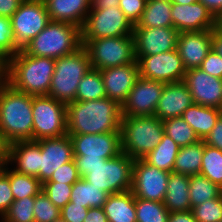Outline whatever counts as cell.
<instances>
[{"label": "cell", "instance_id": "6da1fadb", "mask_svg": "<svg viewBox=\"0 0 222 222\" xmlns=\"http://www.w3.org/2000/svg\"><path fill=\"white\" fill-rule=\"evenodd\" d=\"M67 134L121 132V105L108 97L77 101L66 105Z\"/></svg>", "mask_w": 222, "mask_h": 222}, {"label": "cell", "instance_id": "7a4b0ae2", "mask_svg": "<svg viewBox=\"0 0 222 222\" xmlns=\"http://www.w3.org/2000/svg\"><path fill=\"white\" fill-rule=\"evenodd\" d=\"M54 68L55 59L19 50L7 60L6 82L31 96L48 95Z\"/></svg>", "mask_w": 222, "mask_h": 222}, {"label": "cell", "instance_id": "3957f363", "mask_svg": "<svg viewBox=\"0 0 222 222\" xmlns=\"http://www.w3.org/2000/svg\"><path fill=\"white\" fill-rule=\"evenodd\" d=\"M0 133L10 143L33 141L32 96L0 83Z\"/></svg>", "mask_w": 222, "mask_h": 222}, {"label": "cell", "instance_id": "277c9868", "mask_svg": "<svg viewBox=\"0 0 222 222\" xmlns=\"http://www.w3.org/2000/svg\"><path fill=\"white\" fill-rule=\"evenodd\" d=\"M121 150L129 158L143 159L162 140L163 122L157 116H122Z\"/></svg>", "mask_w": 222, "mask_h": 222}, {"label": "cell", "instance_id": "5b68a950", "mask_svg": "<svg viewBox=\"0 0 222 222\" xmlns=\"http://www.w3.org/2000/svg\"><path fill=\"white\" fill-rule=\"evenodd\" d=\"M81 47V28L71 23L50 21L24 51L31 56L58 59Z\"/></svg>", "mask_w": 222, "mask_h": 222}, {"label": "cell", "instance_id": "8992f818", "mask_svg": "<svg viewBox=\"0 0 222 222\" xmlns=\"http://www.w3.org/2000/svg\"><path fill=\"white\" fill-rule=\"evenodd\" d=\"M90 69L91 61L83 46L70 55L55 59L48 95L66 105L74 102L78 84Z\"/></svg>", "mask_w": 222, "mask_h": 222}, {"label": "cell", "instance_id": "52a82bcc", "mask_svg": "<svg viewBox=\"0 0 222 222\" xmlns=\"http://www.w3.org/2000/svg\"><path fill=\"white\" fill-rule=\"evenodd\" d=\"M92 68L102 70L136 62L133 36L81 39Z\"/></svg>", "mask_w": 222, "mask_h": 222}, {"label": "cell", "instance_id": "ba28073f", "mask_svg": "<svg viewBox=\"0 0 222 222\" xmlns=\"http://www.w3.org/2000/svg\"><path fill=\"white\" fill-rule=\"evenodd\" d=\"M133 164L134 159L121 152L106 159L104 164L88 169L83 179L109 195L125 192L132 187Z\"/></svg>", "mask_w": 222, "mask_h": 222}, {"label": "cell", "instance_id": "9c48e42d", "mask_svg": "<svg viewBox=\"0 0 222 222\" xmlns=\"http://www.w3.org/2000/svg\"><path fill=\"white\" fill-rule=\"evenodd\" d=\"M33 141L67 134L66 104L49 95L32 96Z\"/></svg>", "mask_w": 222, "mask_h": 222}, {"label": "cell", "instance_id": "30bf717a", "mask_svg": "<svg viewBox=\"0 0 222 222\" xmlns=\"http://www.w3.org/2000/svg\"><path fill=\"white\" fill-rule=\"evenodd\" d=\"M13 43L18 50L24 48L50 22L44 0L23 1L10 17Z\"/></svg>", "mask_w": 222, "mask_h": 222}, {"label": "cell", "instance_id": "8fae6325", "mask_svg": "<svg viewBox=\"0 0 222 222\" xmlns=\"http://www.w3.org/2000/svg\"><path fill=\"white\" fill-rule=\"evenodd\" d=\"M134 25L119 7L91 9L81 28V39L133 36Z\"/></svg>", "mask_w": 222, "mask_h": 222}, {"label": "cell", "instance_id": "7c38bea8", "mask_svg": "<svg viewBox=\"0 0 222 222\" xmlns=\"http://www.w3.org/2000/svg\"><path fill=\"white\" fill-rule=\"evenodd\" d=\"M170 172L148 164L144 159L134 160L131 192L134 197L163 202Z\"/></svg>", "mask_w": 222, "mask_h": 222}, {"label": "cell", "instance_id": "4fadbf2b", "mask_svg": "<svg viewBox=\"0 0 222 222\" xmlns=\"http://www.w3.org/2000/svg\"><path fill=\"white\" fill-rule=\"evenodd\" d=\"M137 62L140 77L164 83L183 81L187 71L177 49L152 56H140Z\"/></svg>", "mask_w": 222, "mask_h": 222}, {"label": "cell", "instance_id": "5bb4252c", "mask_svg": "<svg viewBox=\"0 0 222 222\" xmlns=\"http://www.w3.org/2000/svg\"><path fill=\"white\" fill-rule=\"evenodd\" d=\"M165 83L139 77L121 105L122 116H153Z\"/></svg>", "mask_w": 222, "mask_h": 222}, {"label": "cell", "instance_id": "9a60e30c", "mask_svg": "<svg viewBox=\"0 0 222 222\" xmlns=\"http://www.w3.org/2000/svg\"><path fill=\"white\" fill-rule=\"evenodd\" d=\"M179 32L174 27H134L136 60L177 49Z\"/></svg>", "mask_w": 222, "mask_h": 222}, {"label": "cell", "instance_id": "2e32d148", "mask_svg": "<svg viewBox=\"0 0 222 222\" xmlns=\"http://www.w3.org/2000/svg\"><path fill=\"white\" fill-rule=\"evenodd\" d=\"M74 157H100L110 159L122 152L121 132L69 135Z\"/></svg>", "mask_w": 222, "mask_h": 222}, {"label": "cell", "instance_id": "e0dca14e", "mask_svg": "<svg viewBox=\"0 0 222 222\" xmlns=\"http://www.w3.org/2000/svg\"><path fill=\"white\" fill-rule=\"evenodd\" d=\"M183 82L192 95L193 103L222 110V79L193 68L186 71Z\"/></svg>", "mask_w": 222, "mask_h": 222}, {"label": "cell", "instance_id": "ac0fdd59", "mask_svg": "<svg viewBox=\"0 0 222 222\" xmlns=\"http://www.w3.org/2000/svg\"><path fill=\"white\" fill-rule=\"evenodd\" d=\"M41 148L40 181H48L62 165L74 158L73 143L69 134L36 141Z\"/></svg>", "mask_w": 222, "mask_h": 222}, {"label": "cell", "instance_id": "d6986e66", "mask_svg": "<svg viewBox=\"0 0 222 222\" xmlns=\"http://www.w3.org/2000/svg\"><path fill=\"white\" fill-rule=\"evenodd\" d=\"M171 15L178 32L207 31L216 27V18L199 1L184 5L172 3Z\"/></svg>", "mask_w": 222, "mask_h": 222}, {"label": "cell", "instance_id": "ffe728a7", "mask_svg": "<svg viewBox=\"0 0 222 222\" xmlns=\"http://www.w3.org/2000/svg\"><path fill=\"white\" fill-rule=\"evenodd\" d=\"M106 96L120 105L127 99L134 83L140 77L138 62L100 70Z\"/></svg>", "mask_w": 222, "mask_h": 222}, {"label": "cell", "instance_id": "44dd1931", "mask_svg": "<svg viewBox=\"0 0 222 222\" xmlns=\"http://www.w3.org/2000/svg\"><path fill=\"white\" fill-rule=\"evenodd\" d=\"M177 50L186 70L199 68L211 50V30L179 32Z\"/></svg>", "mask_w": 222, "mask_h": 222}, {"label": "cell", "instance_id": "7402d4cb", "mask_svg": "<svg viewBox=\"0 0 222 222\" xmlns=\"http://www.w3.org/2000/svg\"><path fill=\"white\" fill-rule=\"evenodd\" d=\"M192 104V95L183 81L165 83L154 116L161 121L181 117Z\"/></svg>", "mask_w": 222, "mask_h": 222}, {"label": "cell", "instance_id": "603a6c76", "mask_svg": "<svg viewBox=\"0 0 222 222\" xmlns=\"http://www.w3.org/2000/svg\"><path fill=\"white\" fill-rule=\"evenodd\" d=\"M41 148L36 141H15L10 143L9 163H15V172L32 175L40 180Z\"/></svg>", "mask_w": 222, "mask_h": 222}, {"label": "cell", "instance_id": "cb8c5ba5", "mask_svg": "<svg viewBox=\"0 0 222 222\" xmlns=\"http://www.w3.org/2000/svg\"><path fill=\"white\" fill-rule=\"evenodd\" d=\"M91 0H44L50 21L71 23L82 28L91 10Z\"/></svg>", "mask_w": 222, "mask_h": 222}, {"label": "cell", "instance_id": "d4e9b609", "mask_svg": "<svg viewBox=\"0 0 222 222\" xmlns=\"http://www.w3.org/2000/svg\"><path fill=\"white\" fill-rule=\"evenodd\" d=\"M190 179L188 175L171 172L163 203L171 212L191 210L189 195Z\"/></svg>", "mask_w": 222, "mask_h": 222}, {"label": "cell", "instance_id": "484cf974", "mask_svg": "<svg viewBox=\"0 0 222 222\" xmlns=\"http://www.w3.org/2000/svg\"><path fill=\"white\" fill-rule=\"evenodd\" d=\"M221 114L222 110L219 108L193 103L181 117L192 127L199 139L204 140Z\"/></svg>", "mask_w": 222, "mask_h": 222}, {"label": "cell", "instance_id": "4316f807", "mask_svg": "<svg viewBox=\"0 0 222 222\" xmlns=\"http://www.w3.org/2000/svg\"><path fill=\"white\" fill-rule=\"evenodd\" d=\"M103 209L108 222H137L135 197L131 190L110 194Z\"/></svg>", "mask_w": 222, "mask_h": 222}, {"label": "cell", "instance_id": "83f0119b", "mask_svg": "<svg viewBox=\"0 0 222 222\" xmlns=\"http://www.w3.org/2000/svg\"><path fill=\"white\" fill-rule=\"evenodd\" d=\"M204 148V140L180 147L173 166V172L188 176L200 174Z\"/></svg>", "mask_w": 222, "mask_h": 222}, {"label": "cell", "instance_id": "f1b7e54d", "mask_svg": "<svg viewBox=\"0 0 222 222\" xmlns=\"http://www.w3.org/2000/svg\"><path fill=\"white\" fill-rule=\"evenodd\" d=\"M172 2L147 0L140 20L134 27H173Z\"/></svg>", "mask_w": 222, "mask_h": 222}, {"label": "cell", "instance_id": "f546056e", "mask_svg": "<svg viewBox=\"0 0 222 222\" xmlns=\"http://www.w3.org/2000/svg\"><path fill=\"white\" fill-rule=\"evenodd\" d=\"M108 196L105 191L80 178L72 186L70 201L85 208H99L103 207Z\"/></svg>", "mask_w": 222, "mask_h": 222}, {"label": "cell", "instance_id": "4dcf8cb0", "mask_svg": "<svg viewBox=\"0 0 222 222\" xmlns=\"http://www.w3.org/2000/svg\"><path fill=\"white\" fill-rule=\"evenodd\" d=\"M180 147L166 134L159 144L143 159L150 165L168 172H173L175 159Z\"/></svg>", "mask_w": 222, "mask_h": 222}, {"label": "cell", "instance_id": "1f68e13d", "mask_svg": "<svg viewBox=\"0 0 222 222\" xmlns=\"http://www.w3.org/2000/svg\"><path fill=\"white\" fill-rule=\"evenodd\" d=\"M8 169V167H5L3 171L9 176L14 200H20L25 197H35L42 192L43 183L37 177L20 174L12 169Z\"/></svg>", "mask_w": 222, "mask_h": 222}, {"label": "cell", "instance_id": "d6a6232c", "mask_svg": "<svg viewBox=\"0 0 222 222\" xmlns=\"http://www.w3.org/2000/svg\"><path fill=\"white\" fill-rule=\"evenodd\" d=\"M106 92L100 70L90 69L80 80L75 100L88 101L105 98Z\"/></svg>", "mask_w": 222, "mask_h": 222}, {"label": "cell", "instance_id": "836d02e7", "mask_svg": "<svg viewBox=\"0 0 222 222\" xmlns=\"http://www.w3.org/2000/svg\"><path fill=\"white\" fill-rule=\"evenodd\" d=\"M189 179L191 210L193 207L205 201L217 198L222 194V189L217 184L211 182L207 177L197 174L189 176Z\"/></svg>", "mask_w": 222, "mask_h": 222}, {"label": "cell", "instance_id": "e575fe53", "mask_svg": "<svg viewBox=\"0 0 222 222\" xmlns=\"http://www.w3.org/2000/svg\"><path fill=\"white\" fill-rule=\"evenodd\" d=\"M162 122L164 134L169 136L179 147L188 146L200 140L192 127L182 117L169 118Z\"/></svg>", "mask_w": 222, "mask_h": 222}, {"label": "cell", "instance_id": "d590c367", "mask_svg": "<svg viewBox=\"0 0 222 222\" xmlns=\"http://www.w3.org/2000/svg\"><path fill=\"white\" fill-rule=\"evenodd\" d=\"M135 209L137 222H167L170 213L163 202L136 197Z\"/></svg>", "mask_w": 222, "mask_h": 222}, {"label": "cell", "instance_id": "8d00e7d4", "mask_svg": "<svg viewBox=\"0 0 222 222\" xmlns=\"http://www.w3.org/2000/svg\"><path fill=\"white\" fill-rule=\"evenodd\" d=\"M200 175L222 189V151L205 144Z\"/></svg>", "mask_w": 222, "mask_h": 222}, {"label": "cell", "instance_id": "74e56055", "mask_svg": "<svg viewBox=\"0 0 222 222\" xmlns=\"http://www.w3.org/2000/svg\"><path fill=\"white\" fill-rule=\"evenodd\" d=\"M34 201L35 197L14 200L1 222H34Z\"/></svg>", "mask_w": 222, "mask_h": 222}, {"label": "cell", "instance_id": "f35d334b", "mask_svg": "<svg viewBox=\"0 0 222 222\" xmlns=\"http://www.w3.org/2000/svg\"><path fill=\"white\" fill-rule=\"evenodd\" d=\"M197 222H221L222 220V194L192 208Z\"/></svg>", "mask_w": 222, "mask_h": 222}, {"label": "cell", "instance_id": "ab89813d", "mask_svg": "<svg viewBox=\"0 0 222 222\" xmlns=\"http://www.w3.org/2000/svg\"><path fill=\"white\" fill-rule=\"evenodd\" d=\"M34 222H54L60 217V210L41 192L35 196Z\"/></svg>", "mask_w": 222, "mask_h": 222}, {"label": "cell", "instance_id": "60d3db41", "mask_svg": "<svg viewBox=\"0 0 222 222\" xmlns=\"http://www.w3.org/2000/svg\"><path fill=\"white\" fill-rule=\"evenodd\" d=\"M72 186L58 182H44L42 192L61 210L70 202Z\"/></svg>", "mask_w": 222, "mask_h": 222}, {"label": "cell", "instance_id": "b9f144b4", "mask_svg": "<svg viewBox=\"0 0 222 222\" xmlns=\"http://www.w3.org/2000/svg\"><path fill=\"white\" fill-rule=\"evenodd\" d=\"M13 40L14 37L10 18L0 16V54L6 60L19 52V50L15 47Z\"/></svg>", "mask_w": 222, "mask_h": 222}, {"label": "cell", "instance_id": "7bdbcfd3", "mask_svg": "<svg viewBox=\"0 0 222 222\" xmlns=\"http://www.w3.org/2000/svg\"><path fill=\"white\" fill-rule=\"evenodd\" d=\"M80 178L75 162L72 160L59 167V169L56 170L46 182H58L73 185Z\"/></svg>", "mask_w": 222, "mask_h": 222}, {"label": "cell", "instance_id": "ee69618b", "mask_svg": "<svg viewBox=\"0 0 222 222\" xmlns=\"http://www.w3.org/2000/svg\"><path fill=\"white\" fill-rule=\"evenodd\" d=\"M147 0H119V8L133 25L140 20Z\"/></svg>", "mask_w": 222, "mask_h": 222}, {"label": "cell", "instance_id": "f6af8a7d", "mask_svg": "<svg viewBox=\"0 0 222 222\" xmlns=\"http://www.w3.org/2000/svg\"><path fill=\"white\" fill-rule=\"evenodd\" d=\"M14 201V196L11 190L9 176L3 171H0V216L1 218L7 212L8 208Z\"/></svg>", "mask_w": 222, "mask_h": 222}, {"label": "cell", "instance_id": "bcb514c9", "mask_svg": "<svg viewBox=\"0 0 222 222\" xmlns=\"http://www.w3.org/2000/svg\"><path fill=\"white\" fill-rule=\"evenodd\" d=\"M88 210L70 201L60 210V217L66 222H84Z\"/></svg>", "mask_w": 222, "mask_h": 222}, {"label": "cell", "instance_id": "7dc6e473", "mask_svg": "<svg viewBox=\"0 0 222 222\" xmlns=\"http://www.w3.org/2000/svg\"><path fill=\"white\" fill-rule=\"evenodd\" d=\"M199 68L214 77L222 79V57L212 49Z\"/></svg>", "mask_w": 222, "mask_h": 222}, {"label": "cell", "instance_id": "c3c4849f", "mask_svg": "<svg viewBox=\"0 0 222 222\" xmlns=\"http://www.w3.org/2000/svg\"><path fill=\"white\" fill-rule=\"evenodd\" d=\"M73 160L80 177L84 178L88 174V169L104 164L106 159L100 157H74Z\"/></svg>", "mask_w": 222, "mask_h": 222}, {"label": "cell", "instance_id": "681fc988", "mask_svg": "<svg viewBox=\"0 0 222 222\" xmlns=\"http://www.w3.org/2000/svg\"><path fill=\"white\" fill-rule=\"evenodd\" d=\"M204 143L222 151V114L217 119L210 133L205 137Z\"/></svg>", "mask_w": 222, "mask_h": 222}, {"label": "cell", "instance_id": "f907efd6", "mask_svg": "<svg viewBox=\"0 0 222 222\" xmlns=\"http://www.w3.org/2000/svg\"><path fill=\"white\" fill-rule=\"evenodd\" d=\"M23 0H0V16L10 18Z\"/></svg>", "mask_w": 222, "mask_h": 222}, {"label": "cell", "instance_id": "816d5d0a", "mask_svg": "<svg viewBox=\"0 0 222 222\" xmlns=\"http://www.w3.org/2000/svg\"><path fill=\"white\" fill-rule=\"evenodd\" d=\"M9 151L10 142L0 133V171L9 165Z\"/></svg>", "mask_w": 222, "mask_h": 222}, {"label": "cell", "instance_id": "f5cc1de1", "mask_svg": "<svg viewBox=\"0 0 222 222\" xmlns=\"http://www.w3.org/2000/svg\"><path fill=\"white\" fill-rule=\"evenodd\" d=\"M84 222H108L103 207L89 208Z\"/></svg>", "mask_w": 222, "mask_h": 222}, {"label": "cell", "instance_id": "db71d44e", "mask_svg": "<svg viewBox=\"0 0 222 222\" xmlns=\"http://www.w3.org/2000/svg\"><path fill=\"white\" fill-rule=\"evenodd\" d=\"M167 222H197L192 210L184 212H171Z\"/></svg>", "mask_w": 222, "mask_h": 222}, {"label": "cell", "instance_id": "11a10c76", "mask_svg": "<svg viewBox=\"0 0 222 222\" xmlns=\"http://www.w3.org/2000/svg\"><path fill=\"white\" fill-rule=\"evenodd\" d=\"M211 49L222 57V32L216 27L211 30Z\"/></svg>", "mask_w": 222, "mask_h": 222}, {"label": "cell", "instance_id": "9f6ffc18", "mask_svg": "<svg viewBox=\"0 0 222 222\" xmlns=\"http://www.w3.org/2000/svg\"><path fill=\"white\" fill-rule=\"evenodd\" d=\"M201 2L216 18L222 13V0H198Z\"/></svg>", "mask_w": 222, "mask_h": 222}, {"label": "cell", "instance_id": "6f0895ef", "mask_svg": "<svg viewBox=\"0 0 222 222\" xmlns=\"http://www.w3.org/2000/svg\"><path fill=\"white\" fill-rule=\"evenodd\" d=\"M91 9L119 7V0H91Z\"/></svg>", "mask_w": 222, "mask_h": 222}, {"label": "cell", "instance_id": "680465c9", "mask_svg": "<svg viewBox=\"0 0 222 222\" xmlns=\"http://www.w3.org/2000/svg\"><path fill=\"white\" fill-rule=\"evenodd\" d=\"M7 60L0 54V83L6 81Z\"/></svg>", "mask_w": 222, "mask_h": 222}, {"label": "cell", "instance_id": "91938a15", "mask_svg": "<svg viewBox=\"0 0 222 222\" xmlns=\"http://www.w3.org/2000/svg\"><path fill=\"white\" fill-rule=\"evenodd\" d=\"M198 0H173L172 3H177V4H193L195 2H197Z\"/></svg>", "mask_w": 222, "mask_h": 222}, {"label": "cell", "instance_id": "94428289", "mask_svg": "<svg viewBox=\"0 0 222 222\" xmlns=\"http://www.w3.org/2000/svg\"><path fill=\"white\" fill-rule=\"evenodd\" d=\"M216 28L222 32V13L216 17Z\"/></svg>", "mask_w": 222, "mask_h": 222}, {"label": "cell", "instance_id": "6125c7cd", "mask_svg": "<svg viewBox=\"0 0 222 222\" xmlns=\"http://www.w3.org/2000/svg\"><path fill=\"white\" fill-rule=\"evenodd\" d=\"M54 222H66V221H64L61 217H59V218L56 219Z\"/></svg>", "mask_w": 222, "mask_h": 222}, {"label": "cell", "instance_id": "be15d7a7", "mask_svg": "<svg viewBox=\"0 0 222 222\" xmlns=\"http://www.w3.org/2000/svg\"><path fill=\"white\" fill-rule=\"evenodd\" d=\"M159 1L172 2L173 0H159Z\"/></svg>", "mask_w": 222, "mask_h": 222}]
</instances>
